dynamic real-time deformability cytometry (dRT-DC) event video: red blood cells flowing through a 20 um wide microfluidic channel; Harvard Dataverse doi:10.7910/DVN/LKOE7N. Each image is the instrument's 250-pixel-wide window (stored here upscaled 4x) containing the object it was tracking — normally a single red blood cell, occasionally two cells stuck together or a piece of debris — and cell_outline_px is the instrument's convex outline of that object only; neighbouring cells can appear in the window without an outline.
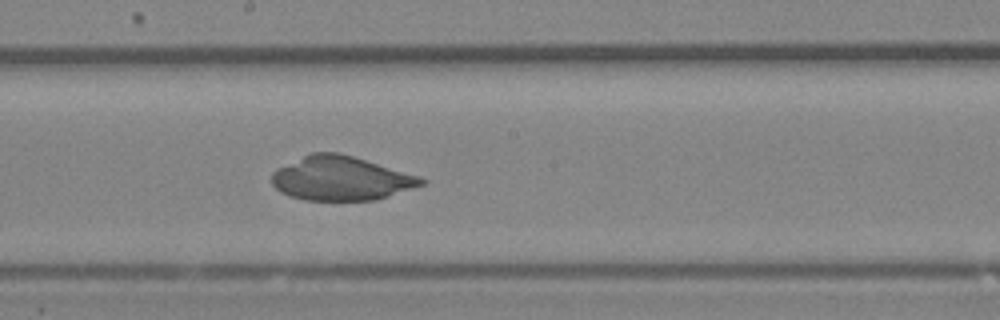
{"species": "Egyptian fruit bat (a non-hibernating species)", "species_latin": "Rousettus aegyptiacus", "temperature_condition": "room temperature", "stored_images_in_passage": 42, "camera_frame_rate_fps": 3000, "um_per_image_px": 0.085, "animal": {"sex": "female"}, "frame": {"image": 1, "passage_image": 23, "time_ms": 7.333, "image_size_px": [1000, 320], "cell_outline_px": [[428, 180], [424, 184], [376, 200], [304, 200], [280, 192], [272, 184], [272, 172], [276, 168], [312, 152], [340, 152], [420, 176]], "centroid_in_image_um": [28.98, 15.15], "position_along_channel_um": 219.2, "area_um2": 38.38}}
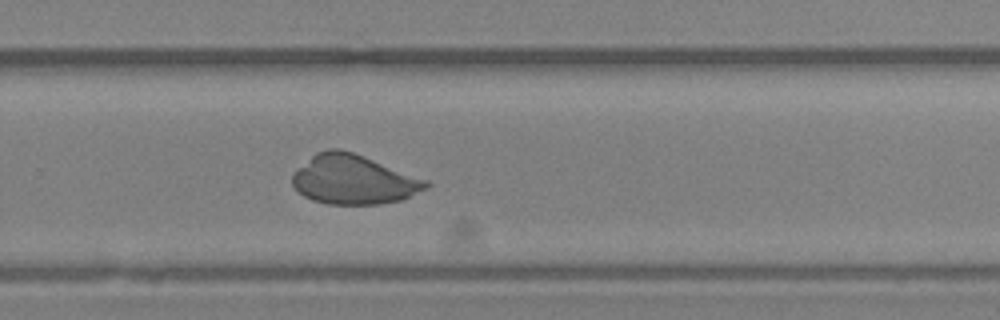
{"frame": {"image": 2, "passage_image": 28, "time_ms": 9.0, "image_size_px": [1000, 320], "cell_outline_px": [[432, 184], [428, 188], [400, 200], [380, 204], [328, 204], [312, 200], [304, 196], [292, 184], [292, 172], [316, 152], [328, 148], [340, 148], [352, 152], [428, 180]], "centroid_in_image_um": [30.04, 15.26], "position_along_channel_um": 299.8, "area_um2": 38.38}}
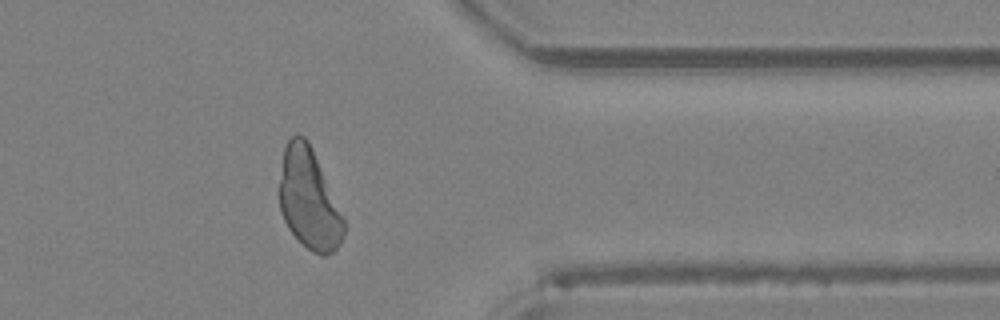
{"frame": {"image": 3, "passage_image": 34, "time_ms": 11.0, "image_size_px": [1000, 320], "cell_outline_px": [[344, 232], [340, 244], [332, 252], [324, 256], [320, 256], [312, 252], [288, 228], [280, 212], [280, 180], [284, 148], [288, 140], [296, 132], [304, 136], [308, 140], [312, 148], [344, 216]], "centroid_in_image_um": [26.27, 16.92], "position_along_channel_um": 385.1, "area_um2": 37.57}}